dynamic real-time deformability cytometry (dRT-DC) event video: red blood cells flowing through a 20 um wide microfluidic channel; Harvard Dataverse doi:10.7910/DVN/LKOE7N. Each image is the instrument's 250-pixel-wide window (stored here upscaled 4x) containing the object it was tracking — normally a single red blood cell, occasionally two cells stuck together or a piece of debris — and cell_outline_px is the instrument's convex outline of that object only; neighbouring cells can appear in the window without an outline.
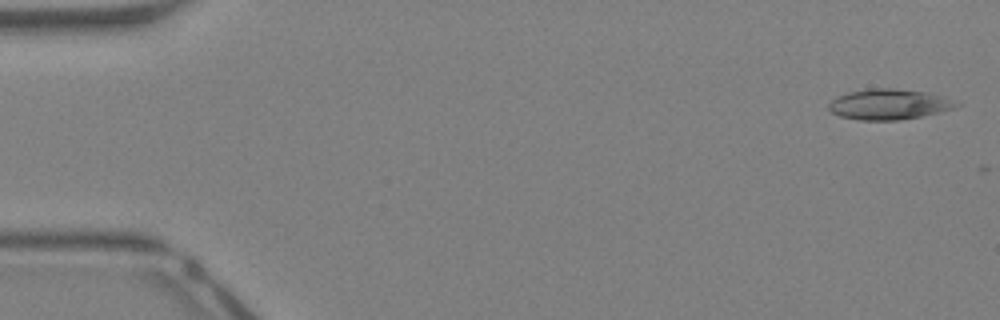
{"species": "Egyptian fruit bat (a non-hibernating species)", "species_latin": "Rousettus aegyptiacus", "temperature_condition": "warm", "stored_images_in_passage": 8, "camera_frame_rate_fps": 3000, "um_per_image_px": 0.085, "animal": {"sex": "female"}, "frame": {"image": 1, "passage_image": 1, "time_ms": 0.0, "image_size_px": [1000, 320], "cell_outline_px": [[960, 104], [956, 108], [920, 116], [900, 120], [860, 120], [840, 116], [832, 112], [828, 108], [828, 104], [836, 96], [848, 92], [868, 88], [892, 88], [924, 92], [940, 96]], "centroid_in_image_um": [75.5, 8.86], "position_along_channel_um": 9.5, "area_um2": 22.43}}